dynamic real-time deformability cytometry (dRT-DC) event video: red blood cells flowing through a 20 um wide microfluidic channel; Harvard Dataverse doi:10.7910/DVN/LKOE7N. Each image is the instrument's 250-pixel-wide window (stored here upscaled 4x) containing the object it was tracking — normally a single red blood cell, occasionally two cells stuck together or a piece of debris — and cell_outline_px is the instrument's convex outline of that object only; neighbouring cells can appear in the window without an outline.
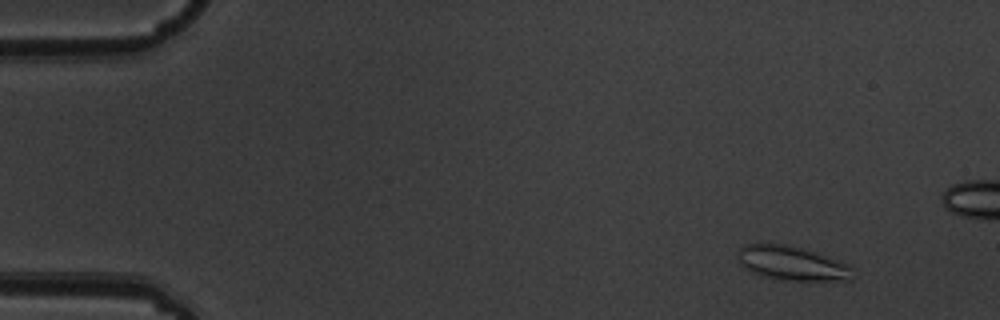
{"species": "common noctule bat (a hibernating species)", "species_latin": "Nyctalus noctula", "temperature_condition": "warm", "stored_images_in_passage": 3, "camera_frame_rate_fps": 3000, "um_per_image_px": 0.085, "animal": {"sex": "male", "body_mass_g": 19.5, "forearm_length_mm": 54.6}, "frame": {"image": 1, "passage_image": 2, "time_ms": 0.333, "image_size_px": [1000, 320], "cell_outline_px": [[852, 280], [772, 280], [752, 272], [744, 268], [740, 264], [740, 248], [744, 244], [788, 244], [828, 256], [840, 260], [848, 264], [852, 268]], "centroid_in_image_um": [67.33, 22.39], "position_along_channel_um": 17.7, "area_um2": 22.89}}